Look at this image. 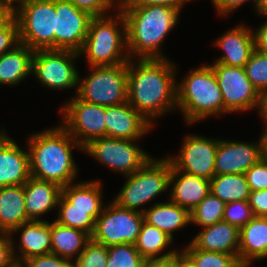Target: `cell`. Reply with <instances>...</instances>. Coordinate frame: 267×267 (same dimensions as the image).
I'll return each mask as SVG.
<instances>
[{
    "label": "cell",
    "instance_id": "5",
    "mask_svg": "<svg viewBox=\"0 0 267 267\" xmlns=\"http://www.w3.org/2000/svg\"><path fill=\"white\" fill-rule=\"evenodd\" d=\"M126 51V21L121 10L116 12L114 18L110 14L93 17L79 52L80 56H86L89 67L127 63L130 57Z\"/></svg>",
    "mask_w": 267,
    "mask_h": 267
},
{
    "label": "cell",
    "instance_id": "42",
    "mask_svg": "<svg viewBox=\"0 0 267 267\" xmlns=\"http://www.w3.org/2000/svg\"><path fill=\"white\" fill-rule=\"evenodd\" d=\"M71 2L75 7L87 11L93 17L96 16H105L109 13L110 8H114L117 10V6H113V2L111 0H67Z\"/></svg>",
    "mask_w": 267,
    "mask_h": 267
},
{
    "label": "cell",
    "instance_id": "57",
    "mask_svg": "<svg viewBox=\"0 0 267 267\" xmlns=\"http://www.w3.org/2000/svg\"><path fill=\"white\" fill-rule=\"evenodd\" d=\"M13 267H23V266L19 263H16Z\"/></svg>",
    "mask_w": 267,
    "mask_h": 267
},
{
    "label": "cell",
    "instance_id": "51",
    "mask_svg": "<svg viewBox=\"0 0 267 267\" xmlns=\"http://www.w3.org/2000/svg\"><path fill=\"white\" fill-rule=\"evenodd\" d=\"M255 12H257L259 16L264 15L267 17V0H258L255 7Z\"/></svg>",
    "mask_w": 267,
    "mask_h": 267
},
{
    "label": "cell",
    "instance_id": "9",
    "mask_svg": "<svg viewBox=\"0 0 267 267\" xmlns=\"http://www.w3.org/2000/svg\"><path fill=\"white\" fill-rule=\"evenodd\" d=\"M136 142L137 140L102 137L91 141L83 151L104 166L127 176L135 173L152 158Z\"/></svg>",
    "mask_w": 267,
    "mask_h": 267
},
{
    "label": "cell",
    "instance_id": "34",
    "mask_svg": "<svg viewBox=\"0 0 267 267\" xmlns=\"http://www.w3.org/2000/svg\"><path fill=\"white\" fill-rule=\"evenodd\" d=\"M225 203L211 192L190 212L191 223L202 228L223 220Z\"/></svg>",
    "mask_w": 267,
    "mask_h": 267
},
{
    "label": "cell",
    "instance_id": "4",
    "mask_svg": "<svg viewBox=\"0 0 267 267\" xmlns=\"http://www.w3.org/2000/svg\"><path fill=\"white\" fill-rule=\"evenodd\" d=\"M179 83L177 109L187 124L223 114V97L211 64L190 71Z\"/></svg>",
    "mask_w": 267,
    "mask_h": 267
},
{
    "label": "cell",
    "instance_id": "55",
    "mask_svg": "<svg viewBox=\"0 0 267 267\" xmlns=\"http://www.w3.org/2000/svg\"><path fill=\"white\" fill-rule=\"evenodd\" d=\"M183 267H192L186 260L185 255L183 254Z\"/></svg>",
    "mask_w": 267,
    "mask_h": 267
},
{
    "label": "cell",
    "instance_id": "31",
    "mask_svg": "<svg viewBox=\"0 0 267 267\" xmlns=\"http://www.w3.org/2000/svg\"><path fill=\"white\" fill-rule=\"evenodd\" d=\"M210 192L226 204L248 201L250 188L245 174H223L210 180Z\"/></svg>",
    "mask_w": 267,
    "mask_h": 267
},
{
    "label": "cell",
    "instance_id": "49",
    "mask_svg": "<svg viewBox=\"0 0 267 267\" xmlns=\"http://www.w3.org/2000/svg\"><path fill=\"white\" fill-rule=\"evenodd\" d=\"M12 16L13 6L4 0H0V27L4 25Z\"/></svg>",
    "mask_w": 267,
    "mask_h": 267
},
{
    "label": "cell",
    "instance_id": "12",
    "mask_svg": "<svg viewBox=\"0 0 267 267\" xmlns=\"http://www.w3.org/2000/svg\"><path fill=\"white\" fill-rule=\"evenodd\" d=\"M61 125L84 148L91 141L106 137L105 107L91 104L76 94L60 108Z\"/></svg>",
    "mask_w": 267,
    "mask_h": 267
},
{
    "label": "cell",
    "instance_id": "40",
    "mask_svg": "<svg viewBox=\"0 0 267 267\" xmlns=\"http://www.w3.org/2000/svg\"><path fill=\"white\" fill-rule=\"evenodd\" d=\"M18 22L12 16L0 27V56L19 44Z\"/></svg>",
    "mask_w": 267,
    "mask_h": 267
},
{
    "label": "cell",
    "instance_id": "8",
    "mask_svg": "<svg viewBox=\"0 0 267 267\" xmlns=\"http://www.w3.org/2000/svg\"><path fill=\"white\" fill-rule=\"evenodd\" d=\"M92 70L80 78L76 95L85 102L100 106H116L127 102L128 62L113 66H90Z\"/></svg>",
    "mask_w": 267,
    "mask_h": 267
},
{
    "label": "cell",
    "instance_id": "33",
    "mask_svg": "<svg viewBox=\"0 0 267 267\" xmlns=\"http://www.w3.org/2000/svg\"><path fill=\"white\" fill-rule=\"evenodd\" d=\"M182 253L192 267H243L238 254L197 249L191 242L183 247Z\"/></svg>",
    "mask_w": 267,
    "mask_h": 267
},
{
    "label": "cell",
    "instance_id": "16",
    "mask_svg": "<svg viewBox=\"0 0 267 267\" xmlns=\"http://www.w3.org/2000/svg\"><path fill=\"white\" fill-rule=\"evenodd\" d=\"M265 156L264 138L257 142H238L219 139L215 158V175L245 174Z\"/></svg>",
    "mask_w": 267,
    "mask_h": 267
},
{
    "label": "cell",
    "instance_id": "19",
    "mask_svg": "<svg viewBox=\"0 0 267 267\" xmlns=\"http://www.w3.org/2000/svg\"><path fill=\"white\" fill-rule=\"evenodd\" d=\"M19 231V232H18ZM21 232L17 246L20 255L14 254L17 263L31 257L51 253V221L31 220L15 228L10 235Z\"/></svg>",
    "mask_w": 267,
    "mask_h": 267
},
{
    "label": "cell",
    "instance_id": "24",
    "mask_svg": "<svg viewBox=\"0 0 267 267\" xmlns=\"http://www.w3.org/2000/svg\"><path fill=\"white\" fill-rule=\"evenodd\" d=\"M30 177L28 150L12 139L0 150V187L24 185Z\"/></svg>",
    "mask_w": 267,
    "mask_h": 267
},
{
    "label": "cell",
    "instance_id": "29",
    "mask_svg": "<svg viewBox=\"0 0 267 267\" xmlns=\"http://www.w3.org/2000/svg\"><path fill=\"white\" fill-rule=\"evenodd\" d=\"M173 240L174 239H171L165 232L144 221L135 247L145 260L164 259L175 255L180 250L171 249L167 252L165 251L168 246L173 244ZM163 251H165V253L160 254Z\"/></svg>",
    "mask_w": 267,
    "mask_h": 267
},
{
    "label": "cell",
    "instance_id": "6",
    "mask_svg": "<svg viewBox=\"0 0 267 267\" xmlns=\"http://www.w3.org/2000/svg\"><path fill=\"white\" fill-rule=\"evenodd\" d=\"M55 0H21L13 6L19 42L30 49L55 50Z\"/></svg>",
    "mask_w": 267,
    "mask_h": 267
},
{
    "label": "cell",
    "instance_id": "38",
    "mask_svg": "<svg viewBox=\"0 0 267 267\" xmlns=\"http://www.w3.org/2000/svg\"><path fill=\"white\" fill-rule=\"evenodd\" d=\"M254 213L248 201H235L225 204L223 221L236 226L239 230L252 218Z\"/></svg>",
    "mask_w": 267,
    "mask_h": 267
},
{
    "label": "cell",
    "instance_id": "23",
    "mask_svg": "<svg viewBox=\"0 0 267 267\" xmlns=\"http://www.w3.org/2000/svg\"><path fill=\"white\" fill-rule=\"evenodd\" d=\"M202 229L191 240L197 249L238 254L240 230L236 226L222 220Z\"/></svg>",
    "mask_w": 267,
    "mask_h": 267
},
{
    "label": "cell",
    "instance_id": "28",
    "mask_svg": "<svg viewBox=\"0 0 267 267\" xmlns=\"http://www.w3.org/2000/svg\"><path fill=\"white\" fill-rule=\"evenodd\" d=\"M90 240L91 236L82 230L61 225L55 220L51 223V253L72 263Z\"/></svg>",
    "mask_w": 267,
    "mask_h": 267
},
{
    "label": "cell",
    "instance_id": "44",
    "mask_svg": "<svg viewBox=\"0 0 267 267\" xmlns=\"http://www.w3.org/2000/svg\"><path fill=\"white\" fill-rule=\"evenodd\" d=\"M248 202L254 216L267 217V189L250 191Z\"/></svg>",
    "mask_w": 267,
    "mask_h": 267
},
{
    "label": "cell",
    "instance_id": "1",
    "mask_svg": "<svg viewBox=\"0 0 267 267\" xmlns=\"http://www.w3.org/2000/svg\"><path fill=\"white\" fill-rule=\"evenodd\" d=\"M133 60L128 61L127 102L154 126L155 119L177 108L176 65L168 58Z\"/></svg>",
    "mask_w": 267,
    "mask_h": 267
},
{
    "label": "cell",
    "instance_id": "56",
    "mask_svg": "<svg viewBox=\"0 0 267 267\" xmlns=\"http://www.w3.org/2000/svg\"><path fill=\"white\" fill-rule=\"evenodd\" d=\"M4 1H6V2L10 3L12 6H14V3L16 4V2H19L21 0H4Z\"/></svg>",
    "mask_w": 267,
    "mask_h": 267
},
{
    "label": "cell",
    "instance_id": "15",
    "mask_svg": "<svg viewBox=\"0 0 267 267\" xmlns=\"http://www.w3.org/2000/svg\"><path fill=\"white\" fill-rule=\"evenodd\" d=\"M55 50L79 53L87 36L93 16L67 0H55Z\"/></svg>",
    "mask_w": 267,
    "mask_h": 267
},
{
    "label": "cell",
    "instance_id": "11",
    "mask_svg": "<svg viewBox=\"0 0 267 267\" xmlns=\"http://www.w3.org/2000/svg\"><path fill=\"white\" fill-rule=\"evenodd\" d=\"M79 56V53L70 50H36L32 74L44 87L56 90L75 88L79 81L75 59Z\"/></svg>",
    "mask_w": 267,
    "mask_h": 267
},
{
    "label": "cell",
    "instance_id": "52",
    "mask_svg": "<svg viewBox=\"0 0 267 267\" xmlns=\"http://www.w3.org/2000/svg\"><path fill=\"white\" fill-rule=\"evenodd\" d=\"M11 140L12 138L8 136L6 130H0V150H2Z\"/></svg>",
    "mask_w": 267,
    "mask_h": 267
},
{
    "label": "cell",
    "instance_id": "27",
    "mask_svg": "<svg viewBox=\"0 0 267 267\" xmlns=\"http://www.w3.org/2000/svg\"><path fill=\"white\" fill-rule=\"evenodd\" d=\"M34 50L19 43L12 50L0 56V85L21 83L32 74V59Z\"/></svg>",
    "mask_w": 267,
    "mask_h": 267
},
{
    "label": "cell",
    "instance_id": "39",
    "mask_svg": "<svg viewBox=\"0 0 267 267\" xmlns=\"http://www.w3.org/2000/svg\"><path fill=\"white\" fill-rule=\"evenodd\" d=\"M245 175L250 191L267 189V155L250 167Z\"/></svg>",
    "mask_w": 267,
    "mask_h": 267
},
{
    "label": "cell",
    "instance_id": "2",
    "mask_svg": "<svg viewBox=\"0 0 267 267\" xmlns=\"http://www.w3.org/2000/svg\"><path fill=\"white\" fill-rule=\"evenodd\" d=\"M30 174L32 177L57 183L61 187L76 180L78 167L72 155V147H83L59 124V126L35 132L27 141Z\"/></svg>",
    "mask_w": 267,
    "mask_h": 267
},
{
    "label": "cell",
    "instance_id": "37",
    "mask_svg": "<svg viewBox=\"0 0 267 267\" xmlns=\"http://www.w3.org/2000/svg\"><path fill=\"white\" fill-rule=\"evenodd\" d=\"M107 259V247L91 239L73 263L76 267H107Z\"/></svg>",
    "mask_w": 267,
    "mask_h": 267
},
{
    "label": "cell",
    "instance_id": "20",
    "mask_svg": "<svg viewBox=\"0 0 267 267\" xmlns=\"http://www.w3.org/2000/svg\"><path fill=\"white\" fill-rule=\"evenodd\" d=\"M173 184V185H172ZM170 200L191 212L209 193L210 181L171 166Z\"/></svg>",
    "mask_w": 267,
    "mask_h": 267
},
{
    "label": "cell",
    "instance_id": "22",
    "mask_svg": "<svg viewBox=\"0 0 267 267\" xmlns=\"http://www.w3.org/2000/svg\"><path fill=\"white\" fill-rule=\"evenodd\" d=\"M267 257V217L254 216L240 229L238 260L243 266Z\"/></svg>",
    "mask_w": 267,
    "mask_h": 267
},
{
    "label": "cell",
    "instance_id": "32",
    "mask_svg": "<svg viewBox=\"0 0 267 267\" xmlns=\"http://www.w3.org/2000/svg\"><path fill=\"white\" fill-rule=\"evenodd\" d=\"M101 180L73 182L62 187V194L71 202V208L104 209Z\"/></svg>",
    "mask_w": 267,
    "mask_h": 267
},
{
    "label": "cell",
    "instance_id": "25",
    "mask_svg": "<svg viewBox=\"0 0 267 267\" xmlns=\"http://www.w3.org/2000/svg\"><path fill=\"white\" fill-rule=\"evenodd\" d=\"M148 208H143L144 221L165 232L171 239L174 232L191 224L190 212L170 199L164 203L156 202Z\"/></svg>",
    "mask_w": 267,
    "mask_h": 267
},
{
    "label": "cell",
    "instance_id": "30",
    "mask_svg": "<svg viewBox=\"0 0 267 267\" xmlns=\"http://www.w3.org/2000/svg\"><path fill=\"white\" fill-rule=\"evenodd\" d=\"M57 223L71 228L79 229L90 236L95 230V222L103 209L71 208V202L61 193L58 201Z\"/></svg>",
    "mask_w": 267,
    "mask_h": 267
},
{
    "label": "cell",
    "instance_id": "10",
    "mask_svg": "<svg viewBox=\"0 0 267 267\" xmlns=\"http://www.w3.org/2000/svg\"><path fill=\"white\" fill-rule=\"evenodd\" d=\"M144 215L142 212L125 209L111 201L95 222L91 239L106 247L130 243L135 244L140 233Z\"/></svg>",
    "mask_w": 267,
    "mask_h": 267
},
{
    "label": "cell",
    "instance_id": "14",
    "mask_svg": "<svg viewBox=\"0 0 267 267\" xmlns=\"http://www.w3.org/2000/svg\"><path fill=\"white\" fill-rule=\"evenodd\" d=\"M177 156H168L174 169L211 180L215 176V158L219 139L189 134Z\"/></svg>",
    "mask_w": 267,
    "mask_h": 267
},
{
    "label": "cell",
    "instance_id": "41",
    "mask_svg": "<svg viewBox=\"0 0 267 267\" xmlns=\"http://www.w3.org/2000/svg\"><path fill=\"white\" fill-rule=\"evenodd\" d=\"M23 267H76L70 260L48 253L23 260L20 263Z\"/></svg>",
    "mask_w": 267,
    "mask_h": 267
},
{
    "label": "cell",
    "instance_id": "3",
    "mask_svg": "<svg viewBox=\"0 0 267 267\" xmlns=\"http://www.w3.org/2000/svg\"><path fill=\"white\" fill-rule=\"evenodd\" d=\"M118 9L126 21L130 59H167L161 44L177 25L180 11L166 5L119 6Z\"/></svg>",
    "mask_w": 267,
    "mask_h": 267
},
{
    "label": "cell",
    "instance_id": "36",
    "mask_svg": "<svg viewBox=\"0 0 267 267\" xmlns=\"http://www.w3.org/2000/svg\"><path fill=\"white\" fill-rule=\"evenodd\" d=\"M245 72L259 93L267 89V55L254 50L246 63Z\"/></svg>",
    "mask_w": 267,
    "mask_h": 267
},
{
    "label": "cell",
    "instance_id": "43",
    "mask_svg": "<svg viewBox=\"0 0 267 267\" xmlns=\"http://www.w3.org/2000/svg\"><path fill=\"white\" fill-rule=\"evenodd\" d=\"M16 241L10 233H0V267H13L17 262L14 254Z\"/></svg>",
    "mask_w": 267,
    "mask_h": 267
},
{
    "label": "cell",
    "instance_id": "45",
    "mask_svg": "<svg viewBox=\"0 0 267 267\" xmlns=\"http://www.w3.org/2000/svg\"><path fill=\"white\" fill-rule=\"evenodd\" d=\"M188 1L191 0H128L126 3L120 6H143V5H166L180 12Z\"/></svg>",
    "mask_w": 267,
    "mask_h": 267
},
{
    "label": "cell",
    "instance_id": "7",
    "mask_svg": "<svg viewBox=\"0 0 267 267\" xmlns=\"http://www.w3.org/2000/svg\"><path fill=\"white\" fill-rule=\"evenodd\" d=\"M170 174L171 162L167 158L152 157L135 173L126 176L124 186L112 201L122 208L143 213L142 205L168 190Z\"/></svg>",
    "mask_w": 267,
    "mask_h": 267
},
{
    "label": "cell",
    "instance_id": "21",
    "mask_svg": "<svg viewBox=\"0 0 267 267\" xmlns=\"http://www.w3.org/2000/svg\"><path fill=\"white\" fill-rule=\"evenodd\" d=\"M62 187L57 183L30 177L24 184L25 210L30 220H41L58 206Z\"/></svg>",
    "mask_w": 267,
    "mask_h": 267
},
{
    "label": "cell",
    "instance_id": "18",
    "mask_svg": "<svg viewBox=\"0 0 267 267\" xmlns=\"http://www.w3.org/2000/svg\"><path fill=\"white\" fill-rule=\"evenodd\" d=\"M214 46L224 52L214 63L244 68L255 50L253 30L244 24L237 25L219 36Z\"/></svg>",
    "mask_w": 267,
    "mask_h": 267
},
{
    "label": "cell",
    "instance_id": "17",
    "mask_svg": "<svg viewBox=\"0 0 267 267\" xmlns=\"http://www.w3.org/2000/svg\"><path fill=\"white\" fill-rule=\"evenodd\" d=\"M106 137L138 140L153 125L128 102L105 107Z\"/></svg>",
    "mask_w": 267,
    "mask_h": 267
},
{
    "label": "cell",
    "instance_id": "47",
    "mask_svg": "<svg viewBox=\"0 0 267 267\" xmlns=\"http://www.w3.org/2000/svg\"><path fill=\"white\" fill-rule=\"evenodd\" d=\"M143 267H183V253L180 250L175 255L164 259L146 260Z\"/></svg>",
    "mask_w": 267,
    "mask_h": 267
},
{
    "label": "cell",
    "instance_id": "54",
    "mask_svg": "<svg viewBox=\"0 0 267 267\" xmlns=\"http://www.w3.org/2000/svg\"><path fill=\"white\" fill-rule=\"evenodd\" d=\"M113 3H114V5L115 6H117V8L120 6V5H122V4H124V3H126L128 0H111ZM117 1V2H116ZM117 4V5H116Z\"/></svg>",
    "mask_w": 267,
    "mask_h": 267
},
{
    "label": "cell",
    "instance_id": "26",
    "mask_svg": "<svg viewBox=\"0 0 267 267\" xmlns=\"http://www.w3.org/2000/svg\"><path fill=\"white\" fill-rule=\"evenodd\" d=\"M28 221L24 185L0 187V233H11Z\"/></svg>",
    "mask_w": 267,
    "mask_h": 267
},
{
    "label": "cell",
    "instance_id": "13",
    "mask_svg": "<svg viewBox=\"0 0 267 267\" xmlns=\"http://www.w3.org/2000/svg\"><path fill=\"white\" fill-rule=\"evenodd\" d=\"M222 97L223 114L258 108L260 93L249 81L243 67L212 63Z\"/></svg>",
    "mask_w": 267,
    "mask_h": 267
},
{
    "label": "cell",
    "instance_id": "46",
    "mask_svg": "<svg viewBox=\"0 0 267 267\" xmlns=\"http://www.w3.org/2000/svg\"><path fill=\"white\" fill-rule=\"evenodd\" d=\"M212 4L216 7L218 14L227 16L229 13L235 11L242 6L247 0H211ZM249 1V0H248ZM253 7H256L258 0H251Z\"/></svg>",
    "mask_w": 267,
    "mask_h": 267
},
{
    "label": "cell",
    "instance_id": "50",
    "mask_svg": "<svg viewBox=\"0 0 267 267\" xmlns=\"http://www.w3.org/2000/svg\"><path fill=\"white\" fill-rule=\"evenodd\" d=\"M257 109L263 119V123L265 124L267 122V89L260 93V100Z\"/></svg>",
    "mask_w": 267,
    "mask_h": 267
},
{
    "label": "cell",
    "instance_id": "35",
    "mask_svg": "<svg viewBox=\"0 0 267 267\" xmlns=\"http://www.w3.org/2000/svg\"><path fill=\"white\" fill-rule=\"evenodd\" d=\"M107 267H143L145 259L135 244L124 243L107 247Z\"/></svg>",
    "mask_w": 267,
    "mask_h": 267
},
{
    "label": "cell",
    "instance_id": "53",
    "mask_svg": "<svg viewBox=\"0 0 267 267\" xmlns=\"http://www.w3.org/2000/svg\"><path fill=\"white\" fill-rule=\"evenodd\" d=\"M263 138H264V146H265V155H267V122L265 123V126L263 127Z\"/></svg>",
    "mask_w": 267,
    "mask_h": 267
},
{
    "label": "cell",
    "instance_id": "48",
    "mask_svg": "<svg viewBox=\"0 0 267 267\" xmlns=\"http://www.w3.org/2000/svg\"><path fill=\"white\" fill-rule=\"evenodd\" d=\"M253 30L255 50L267 55V20Z\"/></svg>",
    "mask_w": 267,
    "mask_h": 267
}]
</instances>
